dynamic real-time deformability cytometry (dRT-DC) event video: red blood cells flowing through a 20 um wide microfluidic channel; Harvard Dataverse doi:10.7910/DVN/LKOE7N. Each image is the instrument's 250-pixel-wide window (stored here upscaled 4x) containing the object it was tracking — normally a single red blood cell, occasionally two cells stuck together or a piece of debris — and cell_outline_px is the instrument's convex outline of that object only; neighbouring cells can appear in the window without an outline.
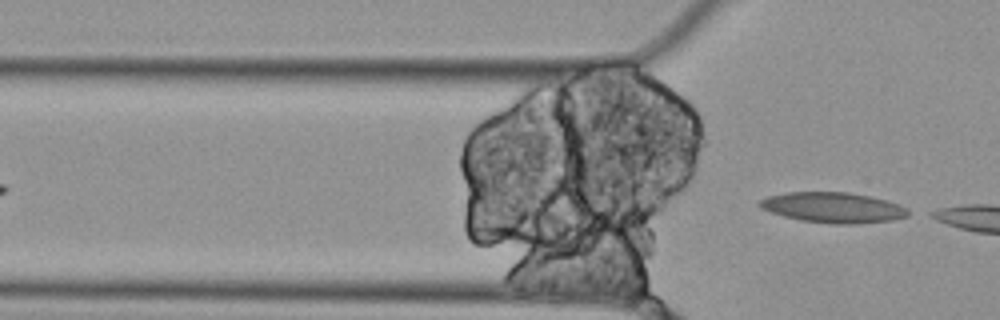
{"species": "Egyptian fruit bat (a non-hibernating species)", "species_latin": "Rousettus aegyptiacus", "temperature_condition": "cold", "stored_images_in_passage": 4, "camera_frame_rate_fps": 3000, "um_per_image_px": 0.085, "animal": {"sex": "female"}, "frame": {"image": 1, "passage_image": 4, "time_ms": 1.0, "image_size_px": [1000, 320], "cell_outline_px": [[908, 216], [892, 220], [856, 224], [832, 224], [800, 220], [784, 216], [760, 208], [756, 204], [760, 200], [768, 196], [784, 192], [848, 192], [868, 196], [900, 204], [908, 208]], "centroid_in_image_um": [70.79, 17.64], "position_along_channel_um": 55.0, "area_um2": 26.36}}